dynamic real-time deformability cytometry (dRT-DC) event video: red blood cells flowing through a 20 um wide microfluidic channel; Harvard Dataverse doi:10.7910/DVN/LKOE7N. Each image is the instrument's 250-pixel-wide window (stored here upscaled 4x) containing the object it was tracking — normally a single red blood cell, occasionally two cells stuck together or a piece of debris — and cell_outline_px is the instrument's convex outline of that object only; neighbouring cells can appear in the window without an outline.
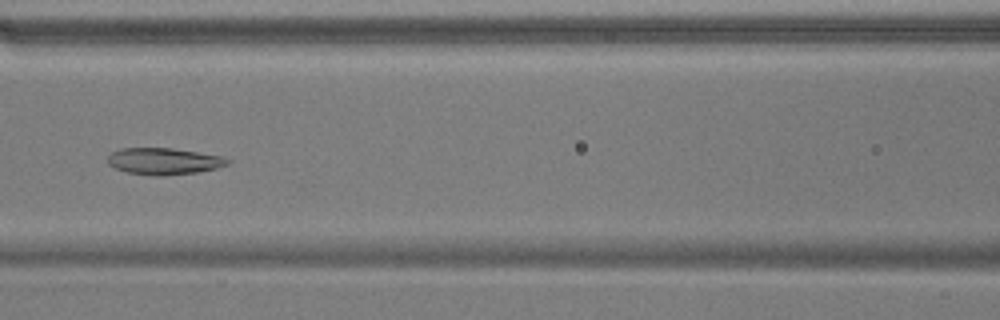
{"species": "common noctule bat (a hibernating species)", "species_latin": "Nyctalus noctula", "temperature_condition": "warm", "stored_images_in_passage": 53, "camera_frame_rate_fps": 3000, "um_per_image_px": 0.085, "animal": {"sex": "male", "body_mass_g": 17.9}, "frame": {"image": 1, "passage_image": 23, "time_ms": 7.333, "image_size_px": [1000, 320], "cell_outline_px": [[232, 160], [228, 164], [216, 168], [196, 172], [164, 176], [156, 176], [128, 172], [116, 168], [108, 164], [108, 156], [112, 152], [120, 148], [172, 148], [224, 156]], "centroid_in_image_um": [13.95, 13.7], "position_along_channel_um": 152.6, "area_um2": 18.61}}
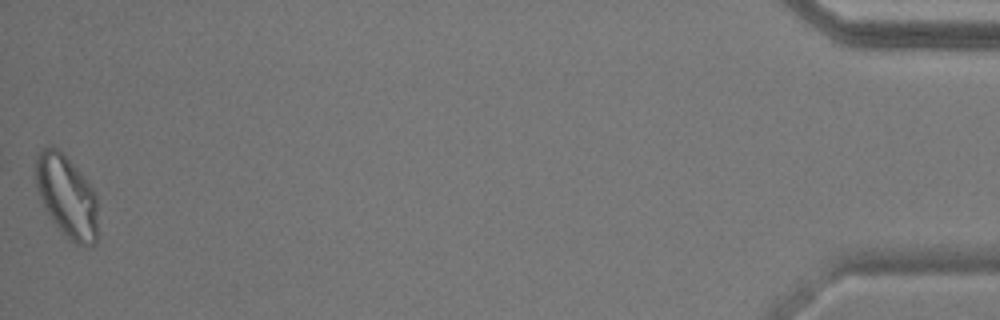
{"frame": {"image": 2, "passage_image": 53, "time_ms": 17.333, "image_size_px": [1000, 320], "cell_outline_px": [[96, 244], [92, 248], [76, 244], [60, 232], [44, 208], [36, 188], [36, 152], [52, 144], [80, 172], [96, 192]], "centroid_in_image_um": [5.66, 16.72], "position_along_channel_um": 429.5, "area_um2": 29.82}, "authors_computed_cell_mechanics": {"area_um2": 22.831, "velocity_mm_per_s": 3.702, "shape_relaxation_time_tau1_ms": null, "shape_relaxation_time_tau2_ms": 7.167, "deformation_change_tau1": null, "deformation_change_tau2": 0.1149}}